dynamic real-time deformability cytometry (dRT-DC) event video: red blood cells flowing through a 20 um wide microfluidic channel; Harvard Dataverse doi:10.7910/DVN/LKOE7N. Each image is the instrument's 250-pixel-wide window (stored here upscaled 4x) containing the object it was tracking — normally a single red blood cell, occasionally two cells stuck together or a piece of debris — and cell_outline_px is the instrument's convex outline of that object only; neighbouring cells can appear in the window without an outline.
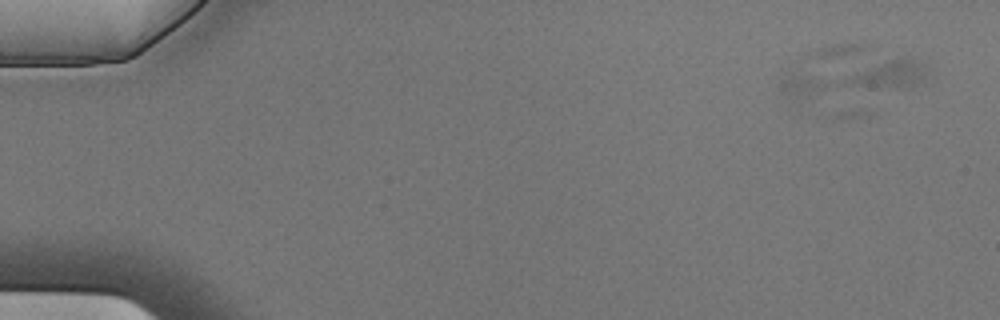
{"species": "Egyptian fruit bat (a non-hibernating species)", "species_latin": "Rousettus aegyptiacus", "temperature_condition": "cold", "stored_images_in_passage": 10, "camera_frame_rate_fps": 3000, "um_per_image_px": 0.085, "animal": {"sex": "male"}, "frame": {"image": 1, "passage_image": 1, "time_ms": 0.0, "image_size_px": [1000, 320], "cell_outline_px": [[924, 76], [920, 80], [908, 88], [892, 88], [840, 84], [840, 80], [868, 68], [900, 56], [908, 56], [924, 64]], "centroid_in_image_um": [75.58, 6.31], "position_along_channel_um": 9.4, "area_um2": 12.54}}